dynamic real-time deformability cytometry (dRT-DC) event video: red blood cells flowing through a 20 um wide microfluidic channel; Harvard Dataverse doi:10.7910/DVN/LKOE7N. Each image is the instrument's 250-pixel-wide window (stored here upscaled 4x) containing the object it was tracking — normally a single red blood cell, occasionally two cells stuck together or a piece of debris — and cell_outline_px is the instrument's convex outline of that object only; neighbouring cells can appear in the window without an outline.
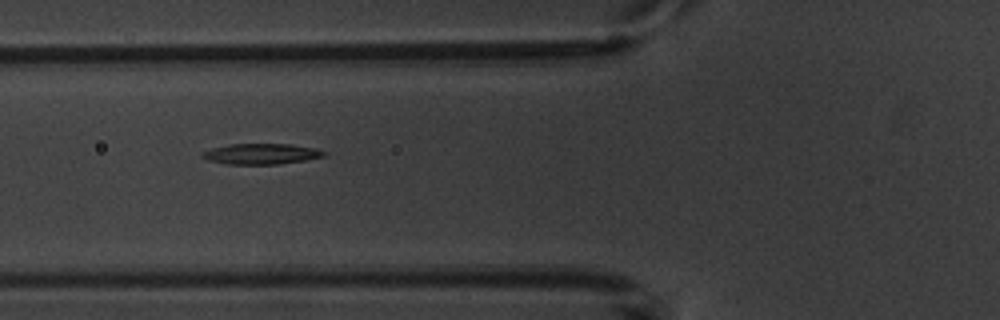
{"species": "common noctule bat (a hibernating species)", "species_latin": "Nyctalus noctula", "temperature_condition": "warm", "stored_images_in_passage": 4, "camera_frame_rate_fps": 3000, "um_per_image_px": 0.085, "animal": {"sex": "male", "body_mass_g": 20.1, "forearm_length_mm": 53.5}, "frame": {"image": 1, "passage_image": 3, "time_ms": 2.333, "image_size_px": [1000, 320], "cell_outline_px": [[328, 152], [324, 156], [304, 160], [280, 164], [224, 164], [208, 160], [200, 156], [200, 152], [212, 148], [228, 144], [292, 144], [316, 148]], "centroid_in_image_um": [22.18, 13.07], "position_along_channel_um": 103.6, "area_um2": 14.8}}
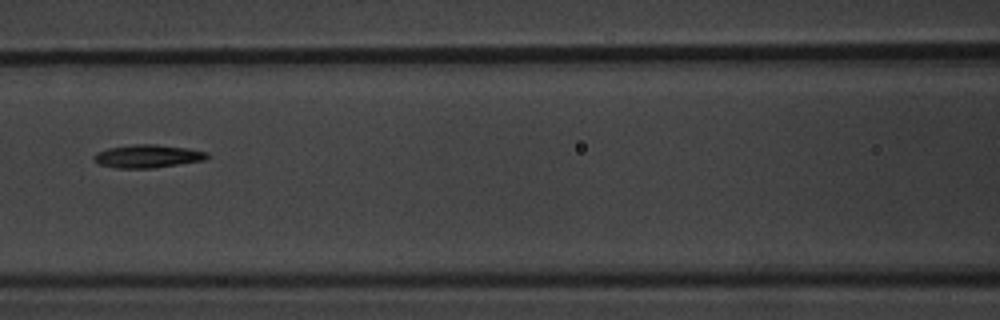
{"frame": {"image": 2, "passage_image": 4, "time_ms": 3.667, "image_size_px": [1000, 320], "cell_outline_px": [[208, 156], [204, 160], [152, 168], [116, 168], [100, 164], [92, 160], [92, 156], [96, 152], [108, 148], [136, 144], [156, 144], [188, 148], [208, 152]], "centroid_in_image_um": [12.51, 13.27], "position_along_channel_um": 154.1, "area_um2": 15.2}}